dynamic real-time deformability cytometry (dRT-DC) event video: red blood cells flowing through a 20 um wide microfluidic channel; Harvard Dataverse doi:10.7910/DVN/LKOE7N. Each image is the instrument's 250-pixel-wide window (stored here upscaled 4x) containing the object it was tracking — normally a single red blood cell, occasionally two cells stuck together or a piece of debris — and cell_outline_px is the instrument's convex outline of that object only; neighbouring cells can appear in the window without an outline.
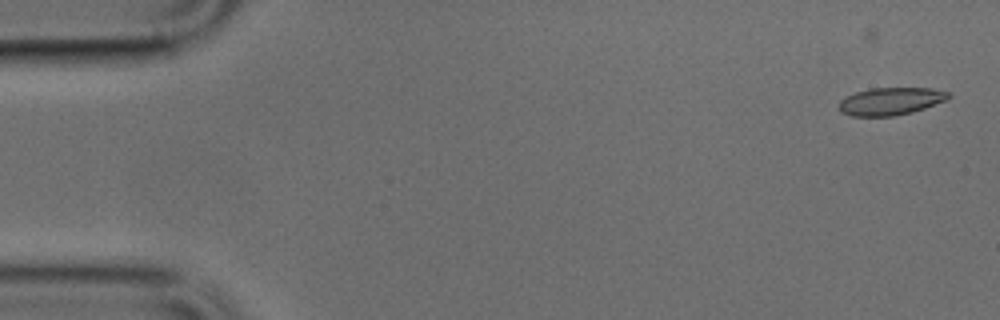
{"species": "common noctule bat (a hibernating species)", "species_latin": "Nyctalus noctula", "temperature_condition": "cold", "stored_images_in_passage": 5, "camera_frame_rate_fps": 3000, "um_per_image_px": 0.085, "animal": {"sex": "male", "body_mass_g": 17.9, "forearm_length_mm": 54.2}, "frame": {"image": 1, "passage_image": 1, "time_ms": 0.0, "image_size_px": [1000, 320], "cell_outline_px": [[952, 96], [948, 100], [912, 112], [892, 116], [852, 116], [840, 112], [840, 100], [856, 92], [868, 88], [932, 88], [948, 92]], "centroid_in_image_um": [75.73, 8.6], "position_along_channel_um": 9.3, "area_um2": 17.57}}